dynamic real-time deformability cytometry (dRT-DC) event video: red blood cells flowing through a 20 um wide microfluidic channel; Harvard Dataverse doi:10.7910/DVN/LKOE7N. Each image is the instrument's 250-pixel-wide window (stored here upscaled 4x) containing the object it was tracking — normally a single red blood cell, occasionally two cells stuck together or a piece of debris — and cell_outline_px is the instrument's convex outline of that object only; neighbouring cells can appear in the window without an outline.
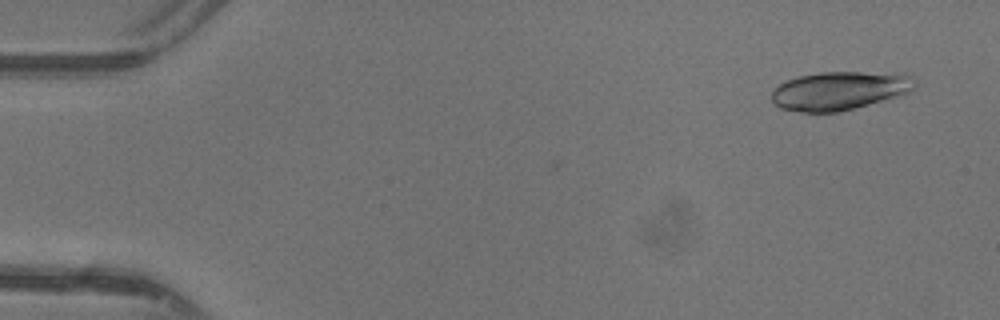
{"species": "common noctule bat (a hibernating species)", "species_latin": "Nyctalus noctula", "temperature_condition": "warm", "stored_images_in_passage": 5, "camera_frame_rate_fps": 3000, "um_per_image_px": 0.085, "animal": {"sex": "female"}, "frame": {"image": 1, "passage_image": 5, "time_ms": 1.333, "image_size_px": [1000, 320], "cell_outline_px": [[916, 88], [900, 96], [836, 112], [804, 112], [780, 108], [772, 100], [772, 92], [780, 84], [788, 80], [800, 76], [820, 72], [904, 72], [912, 76], [916, 80]], "centroid_in_image_um": [71.45, 7.68], "position_along_channel_um": 13.6, "area_um2": 32.19}}